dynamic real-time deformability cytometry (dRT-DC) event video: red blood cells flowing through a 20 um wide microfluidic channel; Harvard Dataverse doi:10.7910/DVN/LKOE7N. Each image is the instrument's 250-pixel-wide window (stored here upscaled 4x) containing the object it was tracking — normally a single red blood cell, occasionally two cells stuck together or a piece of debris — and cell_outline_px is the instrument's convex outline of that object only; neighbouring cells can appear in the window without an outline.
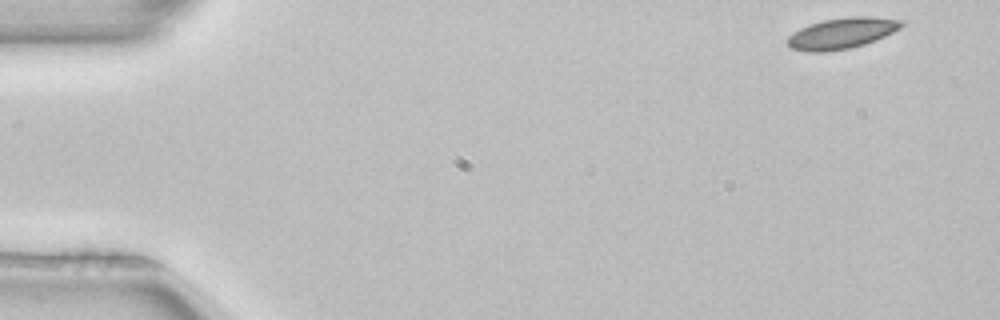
{"species": "common noctule bat (a hibernating species)", "species_latin": "Nyctalus noctula", "temperature_condition": "room temperature", "stored_images_in_passage": 50, "camera_frame_rate_fps": 3000, "um_per_image_px": 0.085, "animal": {"sex": "female", "body_mass_g": 22.7, "forearm_length_mm": 54.2}, "frame": {"image": 1, "passage_image": 1, "time_ms": 0.0, "image_size_px": [1000, 320], "cell_outline_px": [[904, 24], [900, 28], [876, 40], [864, 44], [848, 48], [824, 52], [808, 52], [792, 48], [788, 44], [788, 36], [800, 28], [808, 24], [824, 20], [848, 16], [872, 16], [904, 20]], "centroid_in_image_um": [71.57, 2.81], "position_along_channel_um": 13.4, "area_um2": 20.52}}
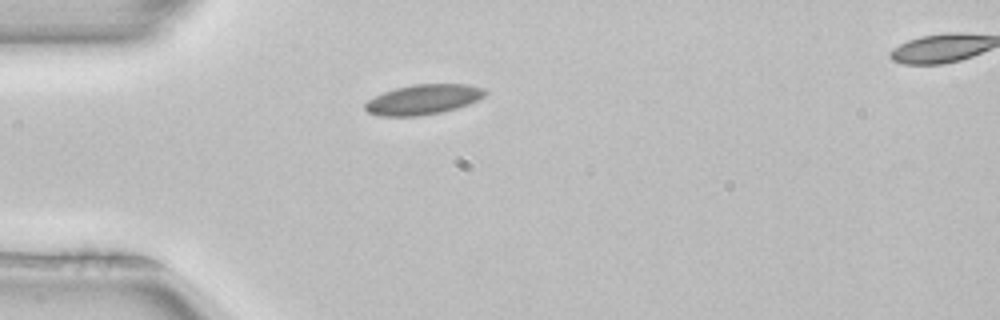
{"frame": {"image": 2, "passage_image": 12, "time_ms": 3.667, "image_size_px": [1000, 320], "cell_outline_px": [[488, 92], [484, 96], [468, 104], [456, 108], [440, 112], [416, 116], [376, 116], [368, 112], [364, 108], [364, 104], [368, 100], [384, 92], [396, 88], [412, 84], [468, 84], [484, 88]], "centroid_in_image_um": [35.96, 8.45], "position_along_channel_um": 49.0, "area_um2": 20.92}}
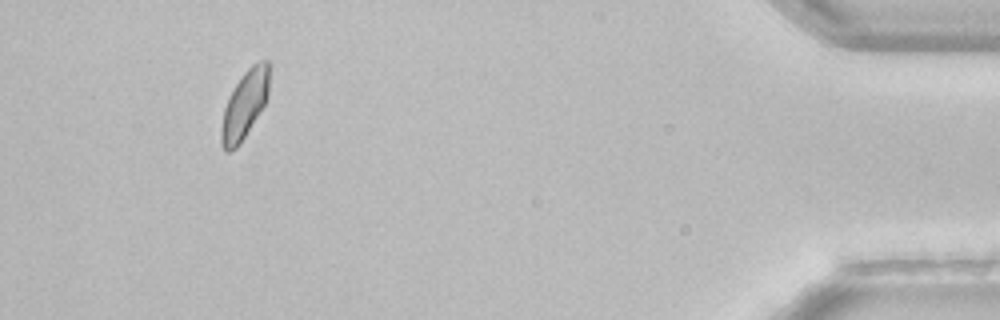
{"frame": {"image": 3, "passage_image": 46, "time_ms": 15.0, "image_size_px": [1000, 320], "cell_outline_px": [[268, 96], [264, 104], [240, 144], [236, 148], [228, 152], [224, 152], [220, 144], [220, 128], [224, 108], [228, 96], [244, 72], [252, 64], [260, 60], [268, 60]], "centroid_in_image_um": [20.75, 8.93], "position_along_channel_um": 414.5, "area_um2": 18.9}, "authors_computed_cell_mechanics": {"area_um2": 19.8254, "velocity_mm_per_s": 3.9451, "shape_relaxation_time_tau1_ms": 2.9559, "shape_relaxation_time_tau2_ms": null, "deformation_change_tau1": 0.065, "deformation_change_tau2": null}}